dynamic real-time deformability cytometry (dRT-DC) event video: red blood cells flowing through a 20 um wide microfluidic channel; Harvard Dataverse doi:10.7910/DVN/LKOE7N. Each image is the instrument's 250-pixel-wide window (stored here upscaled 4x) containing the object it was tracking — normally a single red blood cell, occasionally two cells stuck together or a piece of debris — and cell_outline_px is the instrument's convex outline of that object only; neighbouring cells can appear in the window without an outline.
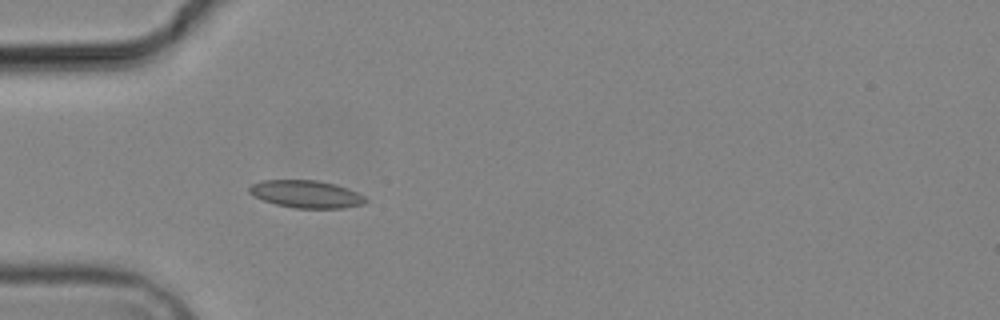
{"species": "common noctule bat (a hibernating species)", "species_latin": "Nyctalus noctula", "temperature_condition": "cold", "stored_images_in_passage": 5, "camera_frame_rate_fps": 3000, "um_per_image_px": 0.085, "animal": {"sex": "male", "body_mass_g": 19.2, "forearm_length_mm": 51.8}, "frame": {"image": 1, "passage_image": 5, "time_ms": 4.333, "image_size_px": [1000, 320], "cell_outline_px": [[368, 200], [364, 204], [344, 208], [296, 208], [276, 204], [252, 196], [248, 192], [248, 188], [252, 184], [264, 180], [316, 180], [336, 184], [348, 188], [364, 196]], "centroid_in_image_um": [26.03, 16.5], "position_along_channel_um": 59.0, "area_um2": 18.67}}